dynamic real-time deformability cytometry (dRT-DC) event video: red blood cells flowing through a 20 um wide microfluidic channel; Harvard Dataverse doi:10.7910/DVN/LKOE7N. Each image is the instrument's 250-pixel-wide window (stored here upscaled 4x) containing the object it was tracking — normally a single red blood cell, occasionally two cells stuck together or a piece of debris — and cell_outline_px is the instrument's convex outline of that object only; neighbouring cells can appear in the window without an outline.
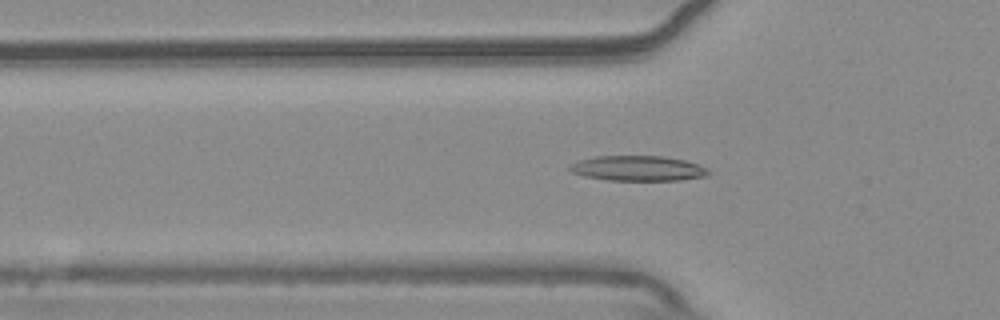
{"species": "common noctule bat (a hibernating species)", "species_latin": "Nyctalus noctula", "temperature_condition": "warm", "stored_images_in_passage": 49, "camera_frame_rate_fps": 3000, "um_per_image_px": 0.085, "animal": {"sex": "male", "body_mass_g": 20.4}, "frame": {"image": 1, "passage_image": 15, "time_ms": 4.667, "image_size_px": [1000, 320], "cell_outline_px": [[712, 172], [704, 176], [680, 180], [608, 180], [584, 176], [572, 172], [568, 168], [568, 164], [580, 160], [596, 156], [660, 156], [684, 160], [708, 168]], "centroid_in_image_um": [54.2, 14.31], "position_along_channel_um": 71.6, "area_um2": 20.23}}
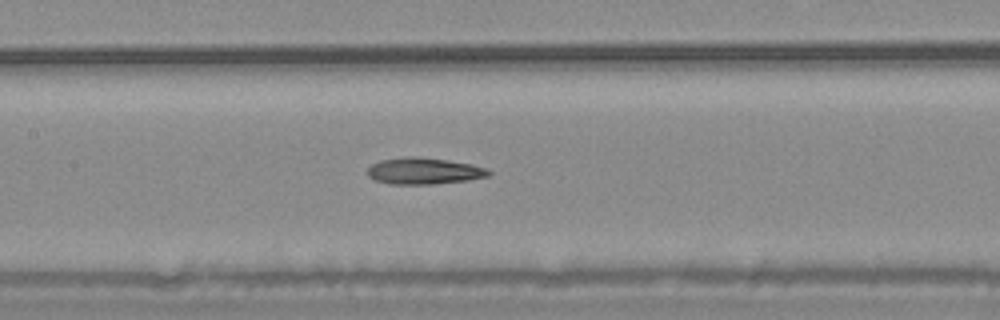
{"frame": {"image": 2, "passage_image": 23, "time_ms": 7.333, "image_size_px": [1000, 320], "cell_outline_px": [[492, 172], [488, 176], [468, 180], [432, 184], [388, 184], [376, 180], [368, 176], [368, 168], [372, 164], [380, 160], [416, 156], [448, 160], [472, 164], [488, 168]], "centroid_in_image_um": [36.06, 14.54], "position_along_channel_um": 171.3, "area_um2": 18.67}}
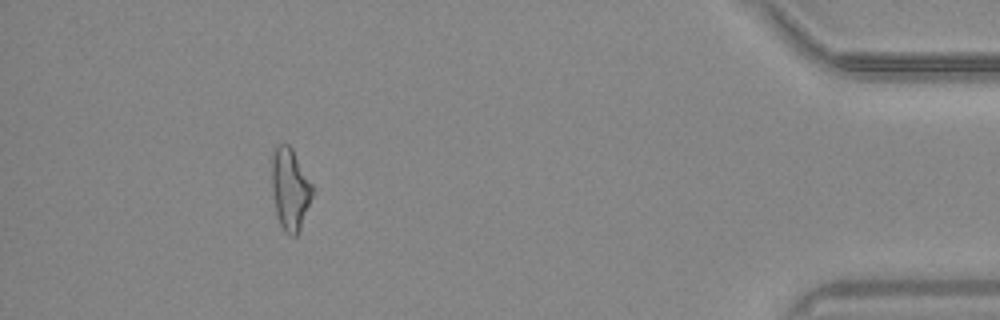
{"frame": {"image": 3, "passage_image": 47, "time_ms": 15.333, "image_size_px": [1000, 320], "cell_outline_px": [[316, 192], [300, 228], [296, 236], [288, 236], [284, 232], [280, 224], [276, 212], [272, 188], [272, 156], [276, 144], [288, 144], [292, 148], [312, 184]], "centroid_in_image_um": [24.68, 16.09], "position_along_channel_um": 410.5, "area_um2": 19.59}, "authors_computed_cell_mechanics": {"area_um2": 18.9006, "velocity_mm_per_s": 3.7035, "shape_relaxation_time_tau1_ms": null, "shape_relaxation_time_tau2_ms": 6.3157, "deformation_change_tau1": null, "deformation_change_tau2": 0.1872}}